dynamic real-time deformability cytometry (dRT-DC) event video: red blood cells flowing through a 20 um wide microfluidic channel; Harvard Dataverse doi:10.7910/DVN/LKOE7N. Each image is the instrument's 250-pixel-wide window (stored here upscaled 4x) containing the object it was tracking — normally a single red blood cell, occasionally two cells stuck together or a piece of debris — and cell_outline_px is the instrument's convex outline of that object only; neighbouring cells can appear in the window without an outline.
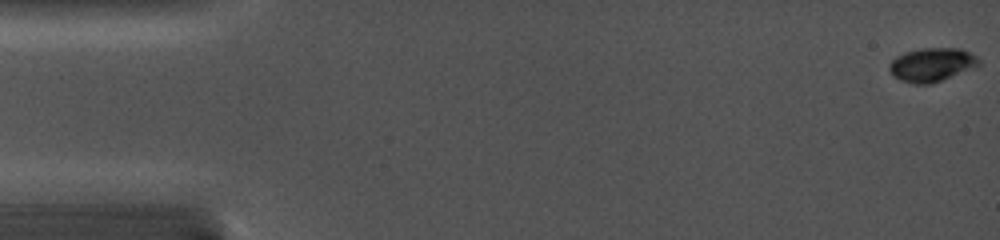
{"species": "common noctule bat (a hibernating species)", "species_latin": "Nyctalus noctula", "temperature_condition": "cold", "stored_images_in_passage": 54, "camera_frame_rate_fps": 5000, "um_per_image_px": 0.085, "animal": {"sex": "female", "body_mass_g": 19.0, "forearm_length_mm": 56.7}, "frame": {"image": 1, "passage_image": 1, "time_ms": 0.0, "image_size_px": [1000, 240], "cell_outline_px": [[980, 64], [940, 80], [928, 84], [912, 84], [900, 80], [892, 76], [888, 68], [888, 64], [896, 56], [904, 52], [920, 48], [960, 48], [976, 56], [980, 60]], "centroid_in_image_um": [79.12, 5.49], "position_along_channel_um": 5.9, "area_um2": 17.4}}
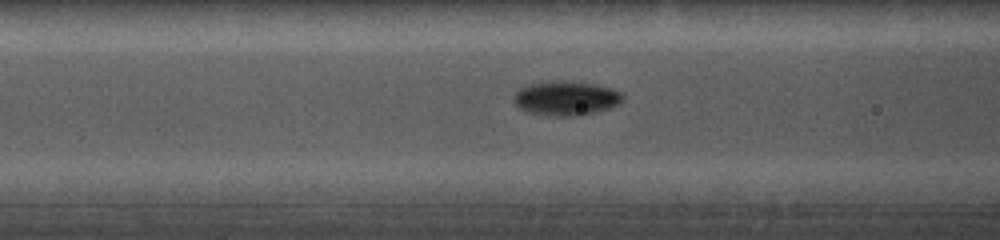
{"frame": {"image": 2, "passage_image": 29, "time_ms": 6.4, "image_size_px": [1000, 240], "cell_outline_px": [[624, 100], [608, 108], [596, 112], [576, 116], [544, 116], [528, 112], [520, 108], [512, 100], [512, 96], [520, 88], [528, 84], [552, 80], [560, 80], [596, 84], [612, 88], [620, 92], [624, 96]], "centroid_in_image_um": [48.08, 8.35], "position_along_channel_um": 118.5, "area_um2": 22.08}}
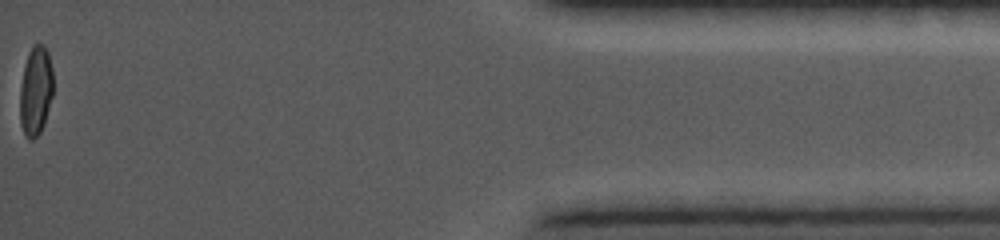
{"frame": {"image": 3, "passage_image": 54, "time_ms": 15.8, "image_size_px": [1000, 240], "cell_outline_px": [[52, 96], [44, 124], [40, 132], [32, 140], [28, 140], [24, 136], [20, 124], [20, 88], [24, 64], [28, 52], [32, 44], [44, 44], [48, 52], [52, 68]], "centroid_in_image_um": [3.01, 7.72], "position_along_channel_um": 432.2, "area_um2": 17.51}}